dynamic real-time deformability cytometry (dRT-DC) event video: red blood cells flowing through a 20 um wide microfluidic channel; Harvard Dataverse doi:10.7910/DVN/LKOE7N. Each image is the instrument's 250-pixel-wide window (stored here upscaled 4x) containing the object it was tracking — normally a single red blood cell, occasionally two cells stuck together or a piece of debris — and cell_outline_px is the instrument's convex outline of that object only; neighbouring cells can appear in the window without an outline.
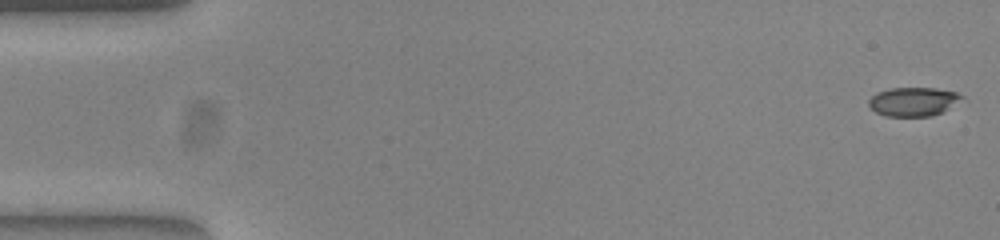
{"species": "common noctule bat (a hibernating species)", "species_latin": "Nyctalus noctula", "temperature_condition": "warm", "stored_images_in_passage": 52, "camera_frame_rate_fps": 3000, "um_per_image_px": 0.085, "animal": {"sex": "female", "body_mass_g": 23.0, "forearm_length_mm": 53.4}, "frame": {"image": 1, "passage_image": 1, "time_ms": 0.0, "image_size_px": [1000, 240], "cell_outline_px": [[964, 96], [940, 112], [932, 116], [884, 116], [876, 112], [868, 104], [868, 100], [876, 92], [892, 88], [932, 88], [956, 92]], "centroid_in_image_um": [77.55, 8.63], "position_along_channel_um": 7.5, "area_um2": 15.26}}
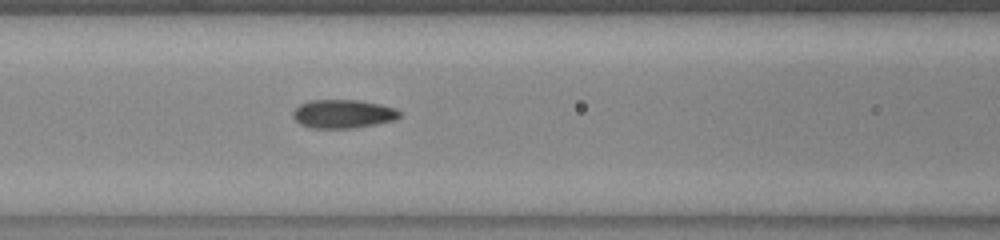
{"frame": {"image": 2, "passage_image": 22, "time_ms": 7.0, "image_size_px": [1000, 240], "cell_outline_px": [[400, 116], [392, 120], [352, 128], [312, 128], [300, 124], [292, 116], [292, 112], [300, 104], [312, 100], [356, 100], [380, 104], [396, 108], [400, 112]], "centroid_in_image_um": [29.12, 9.67], "position_along_channel_um": 137.5, "area_um2": 17.51}}
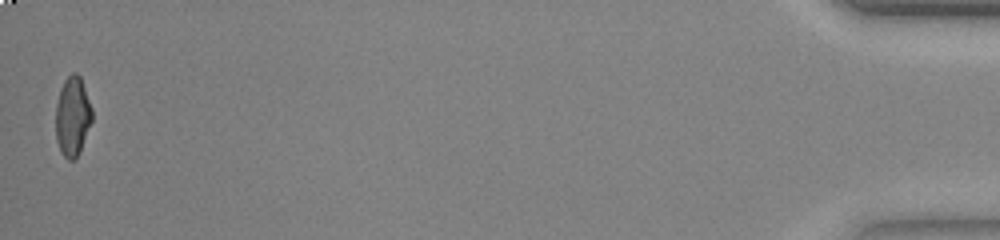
{"frame": {"image": 3, "passage_image": 52, "time_ms": 17.0, "image_size_px": [1000, 240], "cell_outline_px": [[92, 120], [80, 152], [72, 160], [68, 160], [60, 152], [56, 140], [56, 104], [60, 88], [64, 80], [72, 72], [76, 72], [80, 76], [92, 108]], "centroid_in_image_um": [6.16, 9.89], "position_along_channel_um": 429.0, "area_um2": 16.88}, "authors_computed_cell_mechanics": {"area_um2": 17.1955, "velocity_mm_per_s": 3.9124, "shape_relaxation_time_tau1_ms": 7.9322, "shape_relaxation_time_tau2_ms": 1.3359, "deformation_change_tau1": 0.2472, "deformation_change_tau2": 0.0771}}